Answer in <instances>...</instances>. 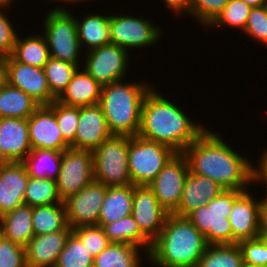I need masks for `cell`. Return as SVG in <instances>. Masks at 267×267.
Segmentation results:
<instances>
[{
  "mask_svg": "<svg viewBox=\"0 0 267 267\" xmlns=\"http://www.w3.org/2000/svg\"><path fill=\"white\" fill-rule=\"evenodd\" d=\"M207 246L205 236L187 217L169 214L147 260L154 267H196Z\"/></svg>",
  "mask_w": 267,
  "mask_h": 267,
  "instance_id": "obj_3",
  "label": "cell"
},
{
  "mask_svg": "<svg viewBox=\"0 0 267 267\" xmlns=\"http://www.w3.org/2000/svg\"><path fill=\"white\" fill-rule=\"evenodd\" d=\"M27 121L32 149L64 151L70 147L62 137L54 111L48 105H40Z\"/></svg>",
  "mask_w": 267,
  "mask_h": 267,
  "instance_id": "obj_17",
  "label": "cell"
},
{
  "mask_svg": "<svg viewBox=\"0 0 267 267\" xmlns=\"http://www.w3.org/2000/svg\"><path fill=\"white\" fill-rule=\"evenodd\" d=\"M6 8L9 9L8 6H0V57H9L12 54L18 35L7 17L8 14L4 13Z\"/></svg>",
  "mask_w": 267,
  "mask_h": 267,
  "instance_id": "obj_44",
  "label": "cell"
},
{
  "mask_svg": "<svg viewBox=\"0 0 267 267\" xmlns=\"http://www.w3.org/2000/svg\"><path fill=\"white\" fill-rule=\"evenodd\" d=\"M112 135L99 103L81 106L76 137L70 147L93 152Z\"/></svg>",
  "mask_w": 267,
  "mask_h": 267,
  "instance_id": "obj_18",
  "label": "cell"
},
{
  "mask_svg": "<svg viewBox=\"0 0 267 267\" xmlns=\"http://www.w3.org/2000/svg\"><path fill=\"white\" fill-rule=\"evenodd\" d=\"M51 1H53V0H51ZM55 1H56V0H55ZM59 1H62V2L64 1L65 3H66V2L69 3V4L71 3V4L73 5V4H75V3H80V2H82V1L84 2L85 0H58V2H59ZM79 1H80V2H79ZM86 1L88 2L89 0H86Z\"/></svg>",
  "mask_w": 267,
  "mask_h": 267,
  "instance_id": "obj_51",
  "label": "cell"
},
{
  "mask_svg": "<svg viewBox=\"0 0 267 267\" xmlns=\"http://www.w3.org/2000/svg\"><path fill=\"white\" fill-rule=\"evenodd\" d=\"M172 148L141 136H129L128 166L132 185H149L176 154Z\"/></svg>",
  "mask_w": 267,
  "mask_h": 267,
  "instance_id": "obj_8",
  "label": "cell"
},
{
  "mask_svg": "<svg viewBox=\"0 0 267 267\" xmlns=\"http://www.w3.org/2000/svg\"><path fill=\"white\" fill-rule=\"evenodd\" d=\"M122 81L103 85L99 104L113 135L137 136L143 101L152 85Z\"/></svg>",
  "mask_w": 267,
  "mask_h": 267,
  "instance_id": "obj_4",
  "label": "cell"
},
{
  "mask_svg": "<svg viewBox=\"0 0 267 267\" xmlns=\"http://www.w3.org/2000/svg\"><path fill=\"white\" fill-rule=\"evenodd\" d=\"M237 152L219 133L206 129L182 154L191 173L206 176L225 190L246 191L254 183V166Z\"/></svg>",
  "mask_w": 267,
  "mask_h": 267,
  "instance_id": "obj_1",
  "label": "cell"
},
{
  "mask_svg": "<svg viewBox=\"0 0 267 267\" xmlns=\"http://www.w3.org/2000/svg\"><path fill=\"white\" fill-rule=\"evenodd\" d=\"M188 173L186 157L176 153L148 185L160 205L170 214L179 206Z\"/></svg>",
  "mask_w": 267,
  "mask_h": 267,
  "instance_id": "obj_12",
  "label": "cell"
},
{
  "mask_svg": "<svg viewBox=\"0 0 267 267\" xmlns=\"http://www.w3.org/2000/svg\"><path fill=\"white\" fill-rule=\"evenodd\" d=\"M162 2L168 10L175 12L174 14L184 15L185 13L191 17L192 0H163Z\"/></svg>",
  "mask_w": 267,
  "mask_h": 267,
  "instance_id": "obj_45",
  "label": "cell"
},
{
  "mask_svg": "<svg viewBox=\"0 0 267 267\" xmlns=\"http://www.w3.org/2000/svg\"><path fill=\"white\" fill-rule=\"evenodd\" d=\"M102 86L85 69L78 68L66 90L57 99L69 106H88L100 101Z\"/></svg>",
  "mask_w": 267,
  "mask_h": 267,
  "instance_id": "obj_23",
  "label": "cell"
},
{
  "mask_svg": "<svg viewBox=\"0 0 267 267\" xmlns=\"http://www.w3.org/2000/svg\"><path fill=\"white\" fill-rule=\"evenodd\" d=\"M254 199L252 192L243 191L235 200L229 215L233 244L261 236V206L263 198Z\"/></svg>",
  "mask_w": 267,
  "mask_h": 267,
  "instance_id": "obj_15",
  "label": "cell"
},
{
  "mask_svg": "<svg viewBox=\"0 0 267 267\" xmlns=\"http://www.w3.org/2000/svg\"><path fill=\"white\" fill-rule=\"evenodd\" d=\"M106 191L107 187L103 183L93 181L78 193L66 198L63 203L67 225L72 229L98 225V216Z\"/></svg>",
  "mask_w": 267,
  "mask_h": 267,
  "instance_id": "obj_13",
  "label": "cell"
},
{
  "mask_svg": "<svg viewBox=\"0 0 267 267\" xmlns=\"http://www.w3.org/2000/svg\"><path fill=\"white\" fill-rule=\"evenodd\" d=\"M242 192L224 190L215 199L187 216L189 221L205 236L208 245L233 244L229 215L234 200Z\"/></svg>",
  "mask_w": 267,
  "mask_h": 267,
  "instance_id": "obj_5",
  "label": "cell"
},
{
  "mask_svg": "<svg viewBox=\"0 0 267 267\" xmlns=\"http://www.w3.org/2000/svg\"><path fill=\"white\" fill-rule=\"evenodd\" d=\"M242 1H244L252 8L267 5V0H242Z\"/></svg>",
  "mask_w": 267,
  "mask_h": 267,
  "instance_id": "obj_49",
  "label": "cell"
},
{
  "mask_svg": "<svg viewBox=\"0 0 267 267\" xmlns=\"http://www.w3.org/2000/svg\"><path fill=\"white\" fill-rule=\"evenodd\" d=\"M29 175L22 162L0 166V217L24 203Z\"/></svg>",
  "mask_w": 267,
  "mask_h": 267,
  "instance_id": "obj_20",
  "label": "cell"
},
{
  "mask_svg": "<svg viewBox=\"0 0 267 267\" xmlns=\"http://www.w3.org/2000/svg\"><path fill=\"white\" fill-rule=\"evenodd\" d=\"M243 267H264V266H251V265L244 264Z\"/></svg>",
  "mask_w": 267,
  "mask_h": 267,
  "instance_id": "obj_55",
  "label": "cell"
},
{
  "mask_svg": "<svg viewBox=\"0 0 267 267\" xmlns=\"http://www.w3.org/2000/svg\"><path fill=\"white\" fill-rule=\"evenodd\" d=\"M261 236L267 237V207H261Z\"/></svg>",
  "mask_w": 267,
  "mask_h": 267,
  "instance_id": "obj_48",
  "label": "cell"
},
{
  "mask_svg": "<svg viewBox=\"0 0 267 267\" xmlns=\"http://www.w3.org/2000/svg\"><path fill=\"white\" fill-rule=\"evenodd\" d=\"M63 202L58 194L56 181L29 177L24 194V203L31 207Z\"/></svg>",
  "mask_w": 267,
  "mask_h": 267,
  "instance_id": "obj_34",
  "label": "cell"
},
{
  "mask_svg": "<svg viewBox=\"0 0 267 267\" xmlns=\"http://www.w3.org/2000/svg\"><path fill=\"white\" fill-rule=\"evenodd\" d=\"M78 68L77 65L70 62L50 57L43 69L51 94L56 99L66 90L73 74Z\"/></svg>",
  "mask_w": 267,
  "mask_h": 267,
  "instance_id": "obj_35",
  "label": "cell"
},
{
  "mask_svg": "<svg viewBox=\"0 0 267 267\" xmlns=\"http://www.w3.org/2000/svg\"><path fill=\"white\" fill-rule=\"evenodd\" d=\"M72 228L43 235H34L26 249V262L30 267H55L59 254L64 249Z\"/></svg>",
  "mask_w": 267,
  "mask_h": 267,
  "instance_id": "obj_19",
  "label": "cell"
},
{
  "mask_svg": "<svg viewBox=\"0 0 267 267\" xmlns=\"http://www.w3.org/2000/svg\"><path fill=\"white\" fill-rule=\"evenodd\" d=\"M133 185L107 187L98 216V225L112 223L132 213Z\"/></svg>",
  "mask_w": 267,
  "mask_h": 267,
  "instance_id": "obj_24",
  "label": "cell"
},
{
  "mask_svg": "<svg viewBox=\"0 0 267 267\" xmlns=\"http://www.w3.org/2000/svg\"><path fill=\"white\" fill-rule=\"evenodd\" d=\"M8 163H10V162L4 156L3 150H2V148L0 146V166L4 165V164H8Z\"/></svg>",
  "mask_w": 267,
  "mask_h": 267,
  "instance_id": "obj_50",
  "label": "cell"
},
{
  "mask_svg": "<svg viewBox=\"0 0 267 267\" xmlns=\"http://www.w3.org/2000/svg\"><path fill=\"white\" fill-rule=\"evenodd\" d=\"M4 234H3V229H2V225H1V222H0V244L1 242L4 240Z\"/></svg>",
  "mask_w": 267,
  "mask_h": 267,
  "instance_id": "obj_53",
  "label": "cell"
},
{
  "mask_svg": "<svg viewBox=\"0 0 267 267\" xmlns=\"http://www.w3.org/2000/svg\"><path fill=\"white\" fill-rule=\"evenodd\" d=\"M39 106L31 96L8 83L0 89V118L28 119Z\"/></svg>",
  "mask_w": 267,
  "mask_h": 267,
  "instance_id": "obj_29",
  "label": "cell"
},
{
  "mask_svg": "<svg viewBox=\"0 0 267 267\" xmlns=\"http://www.w3.org/2000/svg\"><path fill=\"white\" fill-rule=\"evenodd\" d=\"M34 235L61 231L67 226L64 203L32 207Z\"/></svg>",
  "mask_w": 267,
  "mask_h": 267,
  "instance_id": "obj_32",
  "label": "cell"
},
{
  "mask_svg": "<svg viewBox=\"0 0 267 267\" xmlns=\"http://www.w3.org/2000/svg\"><path fill=\"white\" fill-rule=\"evenodd\" d=\"M244 264L267 267V239L259 236L238 243Z\"/></svg>",
  "mask_w": 267,
  "mask_h": 267,
  "instance_id": "obj_40",
  "label": "cell"
},
{
  "mask_svg": "<svg viewBox=\"0 0 267 267\" xmlns=\"http://www.w3.org/2000/svg\"><path fill=\"white\" fill-rule=\"evenodd\" d=\"M77 24V32L80 47L86 48L85 51H91L93 49L104 46L111 43L109 33L110 15L106 16L101 14H89L85 15L82 20L74 16ZM84 46V47H83Z\"/></svg>",
  "mask_w": 267,
  "mask_h": 267,
  "instance_id": "obj_25",
  "label": "cell"
},
{
  "mask_svg": "<svg viewBox=\"0 0 267 267\" xmlns=\"http://www.w3.org/2000/svg\"><path fill=\"white\" fill-rule=\"evenodd\" d=\"M15 61L31 66L44 68L50 59V51L44 35L30 34L16 38L13 52L10 55Z\"/></svg>",
  "mask_w": 267,
  "mask_h": 267,
  "instance_id": "obj_27",
  "label": "cell"
},
{
  "mask_svg": "<svg viewBox=\"0 0 267 267\" xmlns=\"http://www.w3.org/2000/svg\"><path fill=\"white\" fill-rule=\"evenodd\" d=\"M242 251L236 244L208 245L196 267H243Z\"/></svg>",
  "mask_w": 267,
  "mask_h": 267,
  "instance_id": "obj_33",
  "label": "cell"
},
{
  "mask_svg": "<svg viewBox=\"0 0 267 267\" xmlns=\"http://www.w3.org/2000/svg\"><path fill=\"white\" fill-rule=\"evenodd\" d=\"M183 111L152 86L143 101L138 136L182 153L207 129Z\"/></svg>",
  "mask_w": 267,
  "mask_h": 267,
  "instance_id": "obj_2",
  "label": "cell"
},
{
  "mask_svg": "<svg viewBox=\"0 0 267 267\" xmlns=\"http://www.w3.org/2000/svg\"><path fill=\"white\" fill-rule=\"evenodd\" d=\"M224 190L216 181L189 171L179 206L172 214L187 217L194 210L215 199Z\"/></svg>",
  "mask_w": 267,
  "mask_h": 267,
  "instance_id": "obj_21",
  "label": "cell"
},
{
  "mask_svg": "<svg viewBox=\"0 0 267 267\" xmlns=\"http://www.w3.org/2000/svg\"><path fill=\"white\" fill-rule=\"evenodd\" d=\"M72 232L85 244L88 252L95 257L111 242L99 225L79 226L72 229Z\"/></svg>",
  "mask_w": 267,
  "mask_h": 267,
  "instance_id": "obj_39",
  "label": "cell"
},
{
  "mask_svg": "<svg viewBox=\"0 0 267 267\" xmlns=\"http://www.w3.org/2000/svg\"><path fill=\"white\" fill-rule=\"evenodd\" d=\"M48 106L54 111L62 137L71 144L76 137L80 107L63 104L57 99Z\"/></svg>",
  "mask_w": 267,
  "mask_h": 267,
  "instance_id": "obj_38",
  "label": "cell"
},
{
  "mask_svg": "<svg viewBox=\"0 0 267 267\" xmlns=\"http://www.w3.org/2000/svg\"><path fill=\"white\" fill-rule=\"evenodd\" d=\"M259 160L260 161L257 162L258 166H254L253 182H260L262 184L265 183L267 185V149L262 152V155Z\"/></svg>",
  "mask_w": 267,
  "mask_h": 267,
  "instance_id": "obj_46",
  "label": "cell"
},
{
  "mask_svg": "<svg viewBox=\"0 0 267 267\" xmlns=\"http://www.w3.org/2000/svg\"><path fill=\"white\" fill-rule=\"evenodd\" d=\"M24 246L4 239L0 244V267H26Z\"/></svg>",
  "mask_w": 267,
  "mask_h": 267,
  "instance_id": "obj_43",
  "label": "cell"
},
{
  "mask_svg": "<svg viewBox=\"0 0 267 267\" xmlns=\"http://www.w3.org/2000/svg\"><path fill=\"white\" fill-rule=\"evenodd\" d=\"M0 146L9 162H23L32 149L27 119L0 118Z\"/></svg>",
  "mask_w": 267,
  "mask_h": 267,
  "instance_id": "obj_22",
  "label": "cell"
},
{
  "mask_svg": "<svg viewBox=\"0 0 267 267\" xmlns=\"http://www.w3.org/2000/svg\"><path fill=\"white\" fill-rule=\"evenodd\" d=\"M94 257L85 244L72 232L59 254L55 267H93Z\"/></svg>",
  "mask_w": 267,
  "mask_h": 267,
  "instance_id": "obj_36",
  "label": "cell"
},
{
  "mask_svg": "<svg viewBox=\"0 0 267 267\" xmlns=\"http://www.w3.org/2000/svg\"><path fill=\"white\" fill-rule=\"evenodd\" d=\"M8 84L21 89L39 105H50L56 98L51 94L43 68L19 63L7 57Z\"/></svg>",
  "mask_w": 267,
  "mask_h": 267,
  "instance_id": "obj_16",
  "label": "cell"
},
{
  "mask_svg": "<svg viewBox=\"0 0 267 267\" xmlns=\"http://www.w3.org/2000/svg\"><path fill=\"white\" fill-rule=\"evenodd\" d=\"M129 136L112 135L93 151L94 181L106 187L131 185Z\"/></svg>",
  "mask_w": 267,
  "mask_h": 267,
  "instance_id": "obj_7",
  "label": "cell"
},
{
  "mask_svg": "<svg viewBox=\"0 0 267 267\" xmlns=\"http://www.w3.org/2000/svg\"><path fill=\"white\" fill-rule=\"evenodd\" d=\"M4 238L26 246L34 236L32 207L26 204L16 207L0 217Z\"/></svg>",
  "mask_w": 267,
  "mask_h": 267,
  "instance_id": "obj_26",
  "label": "cell"
},
{
  "mask_svg": "<svg viewBox=\"0 0 267 267\" xmlns=\"http://www.w3.org/2000/svg\"><path fill=\"white\" fill-rule=\"evenodd\" d=\"M251 10L252 7L242 0H229L222 12L208 26V29L211 26H216L217 28L229 26L231 28L237 27L244 31Z\"/></svg>",
  "mask_w": 267,
  "mask_h": 267,
  "instance_id": "obj_37",
  "label": "cell"
},
{
  "mask_svg": "<svg viewBox=\"0 0 267 267\" xmlns=\"http://www.w3.org/2000/svg\"><path fill=\"white\" fill-rule=\"evenodd\" d=\"M228 2L229 0H192L191 16L207 28Z\"/></svg>",
  "mask_w": 267,
  "mask_h": 267,
  "instance_id": "obj_41",
  "label": "cell"
},
{
  "mask_svg": "<svg viewBox=\"0 0 267 267\" xmlns=\"http://www.w3.org/2000/svg\"><path fill=\"white\" fill-rule=\"evenodd\" d=\"M161 26H157L145 17L131 15H110L109 33L110 41L121 46L129 52V49H141L142 47L158 44L162 35Z\"/></svg>",
  "mask_w": 267,
  "mask_h": 267,
  "instance_id": "obj_9",
  "label": "cell"
},
{
  "mask_svg": "<svg viewBox=\"0 0 267 267\" xmlns=\"http://www.w3.org/2000/svg\"><path fill=\"white\" fill-rule=\"evenodd\" d=\"M142 248L125 243H111L94 257L93 267H142L140 252Z\"/></svg>",
  "mask_w": 267,
  "mask_h": 267,
  "instance_id": "obj_30",
  "label": "cell"
},
{
  "mask_svg": "<svg viewBox=\"0 0 267 267\" xmlns=\"http://www.w3.org/2000/svg\"><path fill=\"white\" fill-rule=\"evenodd\" d=\"M168 213L147 185H133L132 217L140 230L153 241L162 231Z\"/></svg>",
  "mask_w": 267,
  "mask_h": 267,
  "instance_id": "obj_14",
  "label": "cell"
},
{
  "mask_svg": "<svg viewBox=\"0 0 267 267\" xmlns=\"http://www.w3.org/2000/svg\"><path fill=\"white\" fill-rule=\"evenodd\" d=\"M266 196H264V198H263V203H262V206L261 207H267V190H266Z\"/></svg>",
  "mask_w": 267,
  "mask_h": 267,
  "instance_id": "obj_54",
  "label": "cell"
},
{
  "mask_svg": "<svg viewBox=\"0 0 267 267\" xmlns=\"http://www.w3.org/2000/svg\"><path fill=\"white\" fill-rule=\"evenodd\" d=\"M63 151L31 149L23 160L29 177L56 181L61 169Z\"/></svg>",
  "mask_w": 267,
  "mask_h": 267,
  "instance_id": "obj_31",
  "label": "cell"
},
{
  "mask_svg": "<svg viewBox=\"0 0 267 267\" xmlns=\"http://www.w3.org/2000/svg\"><path fill=\"white\" fill-rule=\"evenodd\" d=\"M94 181L93 153L88 150L67 148L63 151L61 169L56 179L62 201L78 193Z\"/></svg>",
  "mask_w": 267,
  "mask_h": 267,
  "instance_id": "obj_10",
  "label": "cell"
},
{
  "mask_svg": "<svg viewBox=\"0 0 267 267\" xmlns=\"http://www.w3.org/2000/svg\"><path fill=\"white\" fill-rule=\"evenodd\" d=\"M44 17V37L50 56L77 65L81 61V47L78 38L77 24L74 16L65 7H52Z\"/></svg>",
  "mask_w": 267,
  "mask_h": 267,
  "instance_id": "obj_6",
  "label": "cell"
},
{
  "mask_svg": "<svg viewBox=\"0 0 267 267\" xmlns=\"http://www.w3.org/2000/svg\"><path fill=\"white\" fill-rule=\"evenodd\" d=\"M14 0H0V6H11ZM11 4V5H10Z\"/></svg>",
  "mask_w": 267,
  "mask_h": 267,
  "instance_id": "obj_52",
  "label": "cell"
},
{
  "mask_svg": "<svg viewBox=\"0 0 267 267\" xmlns=\"http://www.w3.org/2000/svg\"><path fill=\"white\" fill-rule=\"evenodd\" d=\"M8 83L7 57H0V89Z\"/></svg>",
  "mask_w": 267,
  "mask_h": 267,
  "instance_id": "obj_47",
  "label": "cell"
},
{
  "mask_svg": "<svg viewBox=\"0 0 267 267\" xmlns=\"http://www.w3.org/2000/svg\"><path fill=\"white\" fill-rule=\"evenodd\" d=\"M243 32L267 46V5L252 8Z\"/></svg>",
  "mask_w": 267,
  "mask_h": 267,
  "instance_id": "obj_42",
  "label": "cell"
},
{
  "mask_svg": "<svg viewBox=\"0 0 267 267\" xmlns=\"http://www.w3.org/2000/svg\"><path fill=\"white\" fill-rule=\"evenodd\" d=\"M82 67L101 86L124 80L129 69L128 51L113 43L85 52Z\"/></svg>",
  "mask_w": 267,
  "mask_h": 267,
  "instance_id": "obj_11",
  "label": "cell"
},
{
  "mask_svg": "<svg viewBox=\"0 0 267 267\" xmlns=\"http://www.w3.org/2000/svg\"><path fill=\"white\" fill-rule=\"evenodd\" d=\"M104 233L111 243H125L144 248L148 254L152 241L140 230L138 223L128 215L120 220L102 226Z\"/></svg>",
  "mask_w": 267,
  "mask_h": 267,
  "instance_id": "obj_28",
  "label": "cell"
}]
</instances>
